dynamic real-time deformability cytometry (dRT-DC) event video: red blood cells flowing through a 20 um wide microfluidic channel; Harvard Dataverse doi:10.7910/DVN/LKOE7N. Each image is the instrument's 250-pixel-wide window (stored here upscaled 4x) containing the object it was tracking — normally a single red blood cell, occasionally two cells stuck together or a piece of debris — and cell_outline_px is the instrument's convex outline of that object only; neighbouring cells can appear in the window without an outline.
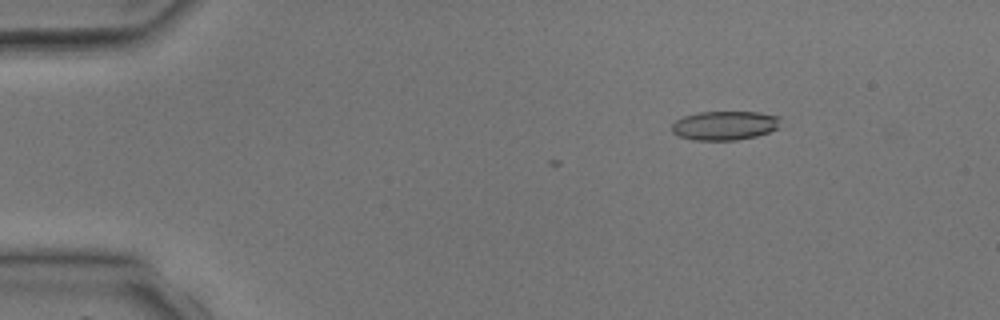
{"species": "common noctule bat (a hibernating species)", "species_latin": "Nyctalus noctula", "temperature_condition": "room temperature", "stored_images_in_passage": 3, "camera_frame_rate_fps": 3000, "um_per_image_px": 0.085, "animal": {"sex": "male", "body_mass_g": 17.9, "forearm_length_mm": 54.2}, "frame": {"image": 1, "passage_image": 1, "time_ms": 0.0, "image_size_px": [1000, 320], "cell_outline_px": [[780, 128], [756, 136], [736, 140], [692, 140], [676, 136], [672, 132], [672, 124], [676, 120], [684, 116], [700, 112], [760, 112], [780, 116]], "centroid_in_image_um": [61.61, 10.67], "position_along_channel_um": 23.4, "area_um2": 18.61}}
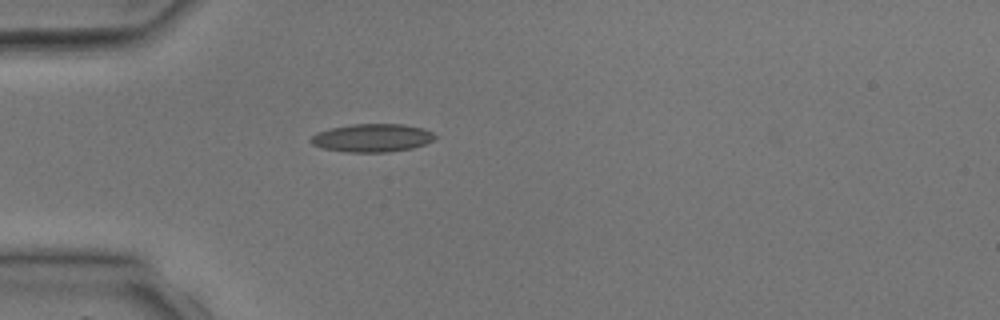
{"frame": {"image": 2, "passage_image": 3, "time_ms": 2.0, "image_size_px": [1000, 320], "cell_outline_px": [[436, 136], [432, 140], [424, 144], [412, 148], [388, 152], [348, 152], [324, 148], [312, 144], [308, 140], [316, 132], [332, 128], [352, 124], [404, 124], [424, 128], [432, 132]], "centroid_in_image_um": [31.63, 11.71], "position_along_channel_um": 53.4, "area_um2": 20.29}}